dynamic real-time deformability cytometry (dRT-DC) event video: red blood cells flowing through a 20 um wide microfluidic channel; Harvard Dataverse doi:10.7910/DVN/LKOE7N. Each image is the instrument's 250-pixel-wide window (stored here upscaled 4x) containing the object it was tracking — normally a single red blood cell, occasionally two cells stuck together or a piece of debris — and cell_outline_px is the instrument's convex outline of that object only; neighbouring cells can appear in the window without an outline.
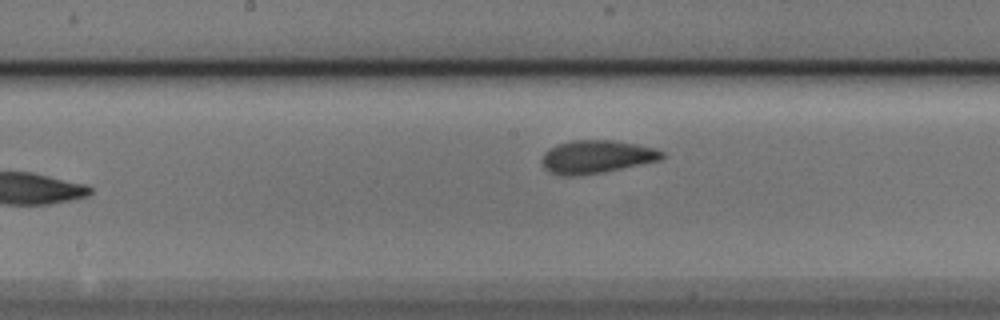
{"species": "Egyptian fruit bat (a non-hibernating species)", "species_latin": "Rousettus aegyptiacus", "temperature_condition": "cold", "stored_images_in_passage": 7, "camera_frame_rate_fps": 3000, "um_per_image_px": 0.085, "animal": {"sex": "male"}, "frame": {"image": 1, "passage_image": 5, "time_ms": 1.333, "image_size_px": [1000, 320], "cell_outline_px": [[664, 156], [660, 160], [604, 172], [572, 176], [560, 176], [544, 168], [540, 160], [544, 152], [548, 148], [556, 144], [572, 140], [612, 140], [636, 144], [656, 148], [664, 152]], "centroid_in_image_um": [50.67, 13.32], "position_along_channel_um": 197.5, "area_um2": 23.29}}
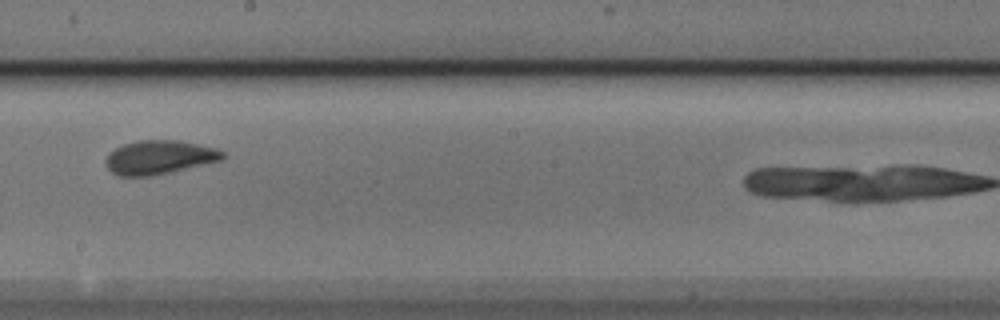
{"frame": {"image": 2, "passage_image": 6, "time_ms": 1.667, "image_size_px": [1000, 320], "cell_outline_px": [[224, 160], [172, 172], [152, 176], [120, 176], [112, 172], [104, 164], [104, 160], [108, 152], [124, 144], [140, 140], [180, 140], [216, 148], [224, 152]], "centroid_in_image_um": [13.54, 13.37], "position_along_channel_um": 234.7, "area_um2": 23.35}}